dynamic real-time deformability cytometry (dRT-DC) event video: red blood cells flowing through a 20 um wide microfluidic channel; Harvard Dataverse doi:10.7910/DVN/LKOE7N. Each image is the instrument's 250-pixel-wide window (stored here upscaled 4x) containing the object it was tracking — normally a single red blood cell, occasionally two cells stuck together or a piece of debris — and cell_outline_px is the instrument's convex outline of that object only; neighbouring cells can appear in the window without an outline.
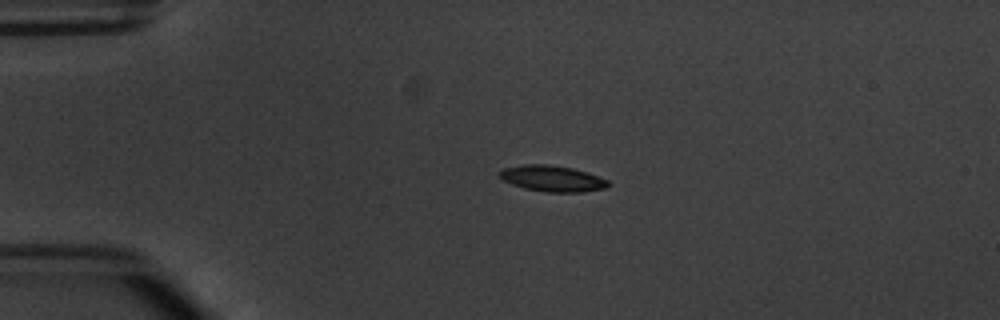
{"species": "common noctule bat (a hibernating species)", "species_latin": "Nyctalus noctula", "temperature_condition": "warm", "stored_images_in_passage": 2, "camera_frame_rate_fps": 3000, "um_per_image_px": 0.085, "animal": {"sex": "male", "body_mass_g": 20.1, "forearm_length_mm": 53.5}, "frame": {"image": 1, "passage_image": 1, "time_ms": 0.0, "image_size_px": [1000, 320], "cell_outline_px": [[612, 184], [608, 188], [584, 192], [544, 192], [524, 188], [512, 184], [504, 180], [500, 176], [500, 172], [504, 168], [524, 164], [548, 164], [572, 168], [588, 172], [608, 180]], "centroid_in_image_um": [47.01, 15.18], "position_along_channel_um": 38.0, "area_um2": 16.59}}